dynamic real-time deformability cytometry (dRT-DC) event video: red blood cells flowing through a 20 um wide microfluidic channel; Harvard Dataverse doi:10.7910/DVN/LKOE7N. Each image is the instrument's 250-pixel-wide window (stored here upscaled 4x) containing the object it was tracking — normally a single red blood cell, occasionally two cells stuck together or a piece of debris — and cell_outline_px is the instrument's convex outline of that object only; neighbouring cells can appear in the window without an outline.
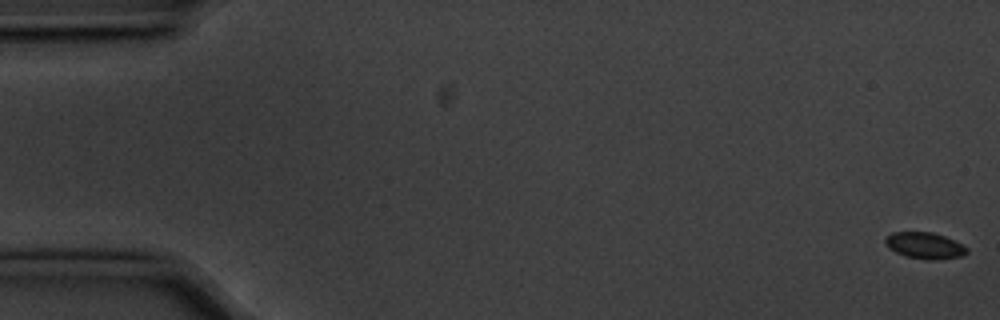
{"species": "common noctule bat (a hibernating species)", "species_latin": "Nyctalus noctula", "temperature_condition": "cold", "stored_images_in_passage": 57, "camera_frame_rate_fps": 3000, "um_per_image_px": 0.085, "animal": {"sex": "male", "body_mass_g": 20.1, "forearm_length_mm": 53.5}, "frame": {"image": 1, "passage_image": 1, "time_ms": 0.0, "image_size_px": [1000, 320], "cell_outline_px": [[968, 252], [964, 256], [936, 260], [928, 260], [904, 256], [888, 248], [884, 244], [884, 240], [892, 232], [932, 232], [944, 236], [968, 248]], "centroid_in_image_um": [78.59, 20.88], "position_along_channel_um": 6.4, "area_um2": 12.6}}
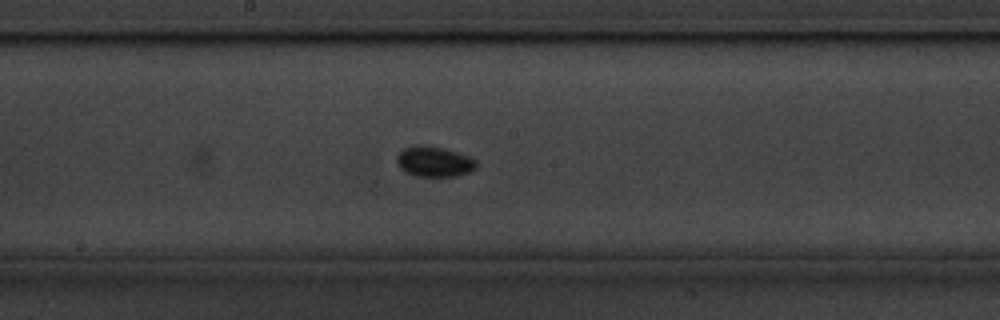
{"frame": {"image": 2, "passage_image": 30, "time_ms": 9.667, "image_size_px": [1000, 320], "cell_outline_px": [[476, 168], [468, 172], [456, 176], [416, 176], [400, 168], [396, 164], [396, 156], [404, 148], [416, 144], [440, 148], [456, 152], [468, 156], [476, 160]], "centroid_in_image_um": [36.87, 13.74], "position_along_channel_um": 211.3, "area_um2": 13.87}}
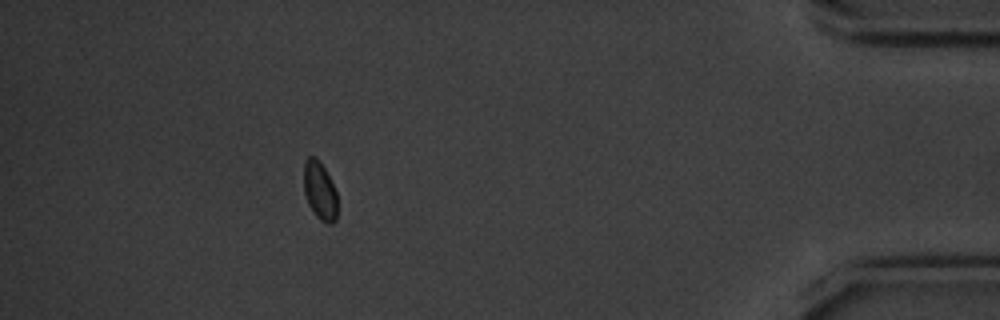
{"frame": {"image": 3, "passage_image": 51, "time_ms": 16.667, "image_size_px": [1000, 320], "cell_outline_px": [[336, 220], [332, 224], [328, 224], [320, 220], [316, 216], [308, 204], [304, 192], [304, 160], [308, 156], [312, 156], [324, 168], [336, 192]], "centroid_in_image_um": [27.16, 16.25], "position_along_channel_um": 408.0, "area_um2": 11.16}}